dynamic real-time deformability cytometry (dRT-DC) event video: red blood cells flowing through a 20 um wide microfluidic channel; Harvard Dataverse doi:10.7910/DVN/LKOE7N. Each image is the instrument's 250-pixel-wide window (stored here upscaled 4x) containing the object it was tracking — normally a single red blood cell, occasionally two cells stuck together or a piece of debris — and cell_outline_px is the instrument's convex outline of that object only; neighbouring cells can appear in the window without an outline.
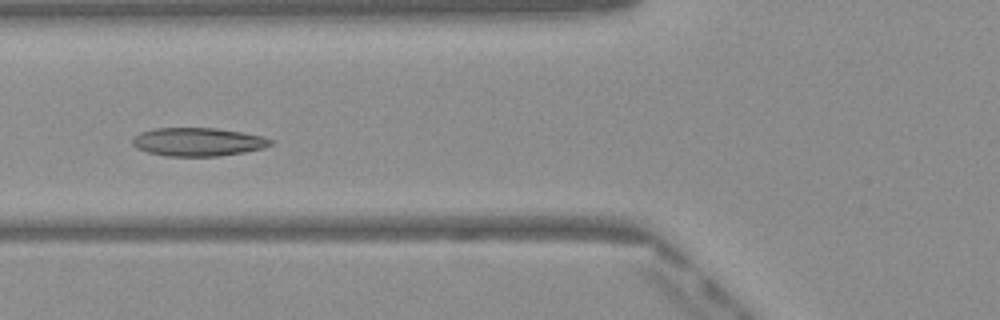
{"species": "Egyptian fruit bat (a non-hibernating species)", "species_latin": "Rousettus aegyptiacus", "temperature_condition": "warm", "stored_images_in_passage": 50, "camera_frame_rate_fps": 3000, "um_per_image_px": 0.085, "frame": {"image": 1, "passage_image": 20, "time_ms": 6.333, "image_size_px": [1000, 320], "cell_outline_px": [[276, 140], [272, 144], [264, 148], [244, 152], [220, 156], [164, 156], [148, 152], [136, 148], [132, 144], [132, 140], [140, 132], [156, 128], [216, 128], [264, 136]], "centroid_in_image_um": [16.86, 12.06], "position_along_channel_um": 108.9, "area_um2": 22.95}}
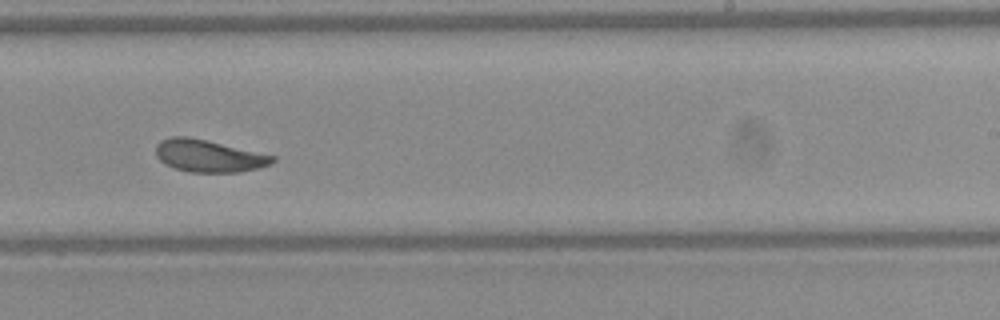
{"frame": {"image": 2, "passage_image": 32, "time_ms": 10.333, "image_size_px": [1000, 320], "cell_outline_px": [[276, 160], [260, 168], [240, 172], [188, 172], [164, 164], [156, 156], [156, 144], [160, 140], [172, 136], [188, 136], [276, 156]], "centroid_in_image_um": [17.71, 13.25], "position_along_channel_um": 271.3, "area_um2": 21.91}}
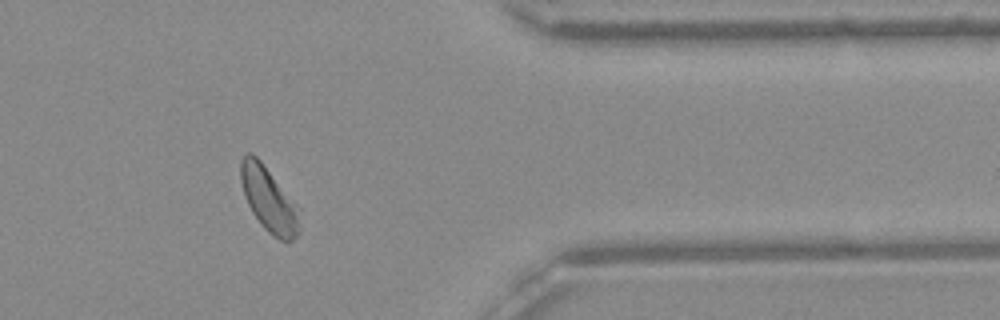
{"frame": {"image": 3, "passage_image": 42, "time_ms": 13.667, "image_size_px": [1000, 320], "cell_outline_px": [[300, 212], [296, 236], [292, 240], [280, 240], [272, 236], [260, 224], [252, 212], [244, 196], [240, 180], [240, 160], [244, 152], [252, 152], [260, 160], [300, 208]], "centroid_in_image_um": [22.81, 16.92], "position_along_channel_um": 388.6, "area_um2": 22.2}, "authors_computed_cell_mechanics": {"area_um2": 22.9755, "velocity_mm_per_s": 4.0543, "shape_relaxation_time_tau1_ms": 2.8985, "shape_relaxation_time_tau2_ms": 1.8445, "deformation_change_tau1": 0.1122, "deformation_change_tau2": 0.0608}}